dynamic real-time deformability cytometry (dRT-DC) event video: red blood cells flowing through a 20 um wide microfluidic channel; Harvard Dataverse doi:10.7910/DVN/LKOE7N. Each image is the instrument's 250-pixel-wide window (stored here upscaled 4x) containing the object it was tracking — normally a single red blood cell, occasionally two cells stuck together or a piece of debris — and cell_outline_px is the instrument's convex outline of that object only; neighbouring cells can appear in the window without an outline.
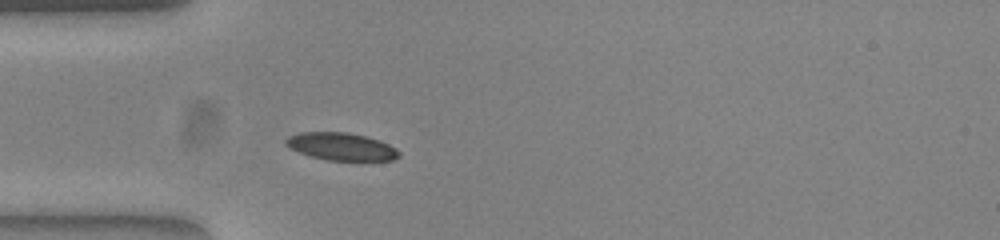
{"species": "common noctule bat (a hibernating species)", "species_latin": "Nyctalus noctula", "temperature_condition": "warm", "stored_images_in_passage": 38, "camera_frame_rate_fps": 3000, "um_per_image_px": 0.085, "animal": {"sex": "female", "body_mass_g": 23.0, "forearm_length_mm": 53.4}, "frame": {"image": 1, "passage_image": 1, "time_ms": 0.0, "image_size_px": [1000, 240], "cell_outline_px": [[400, 156], [392, 160], [328, 160], [312, 156], [288, 148], [284, 144], [284, 140], [288, 136], [300, 132], [348, 132], [380, 140], [396, 148], [400, 152]], "centroid_in_image_um": [28.99, 12.44], "position_along_channel_um": 56.0, "area_um2": 18.15}}
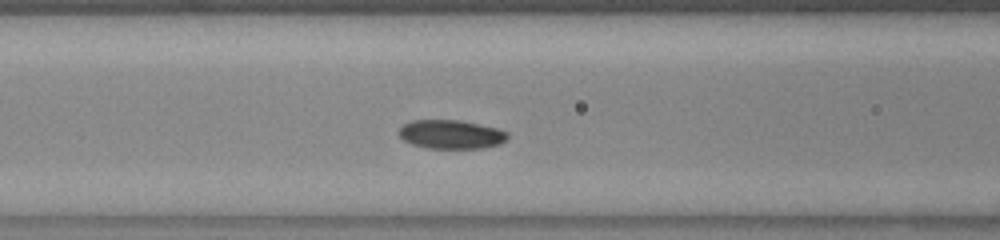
{"frame": {"image": 2, "passage_image": 7, "time_ms": 2.0, "image_size_px": [1000, 240], "cell_outline_px": [[508, 140], [500, 144], [480, 148], [424, 148], [412, 144], [404, 140], [396, 132], [404, 124], [412, 120], [460, 120], [496, 128], [508, 132]], "centroid_in_image_um": [38.33, 11.42], "position_along_channel_um": 128.3, "area_um2": 18.32}}
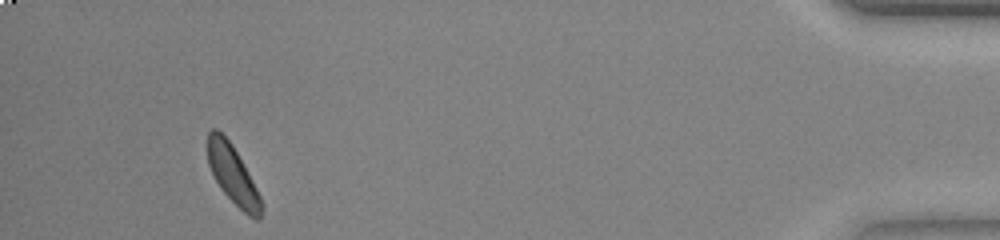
{"frame": {"image": 3, "passage_image": 35, "time_ms": 11.333, "image_size_px": [1000, 240], "cell_outline_px": [[264, 208], [260, 216], [256, 220], [248, 216], [220, 188], [208, 164], [208, 132], [212, 128], [216, 128], [232, 144], [256, 188], [264, 204]], "centroid_in_image_um": [19.8, 14.86], "position_along_channel_um": 415.4, "area_um2": 17.86}}